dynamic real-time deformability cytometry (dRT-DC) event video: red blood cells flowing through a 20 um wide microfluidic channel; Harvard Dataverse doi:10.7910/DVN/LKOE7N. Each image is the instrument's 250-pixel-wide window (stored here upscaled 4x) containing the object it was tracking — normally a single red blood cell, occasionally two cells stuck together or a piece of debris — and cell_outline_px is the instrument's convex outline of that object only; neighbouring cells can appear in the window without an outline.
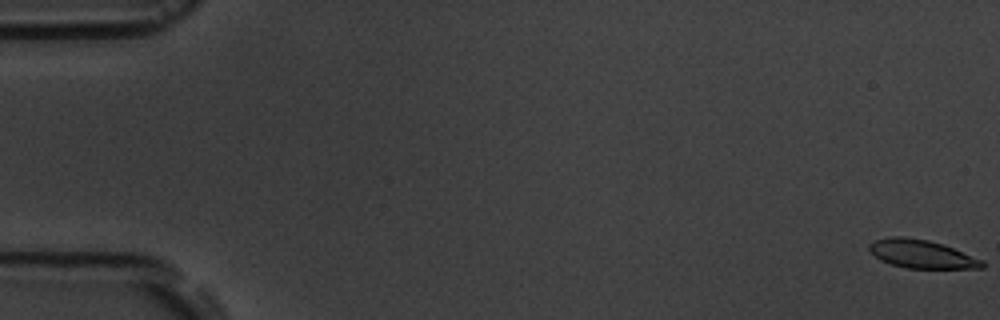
{"species": "common noctule bat (a hibernating species)", "species_latin": "Nyctalus noctula", "temperature_condition": "room temperature", "stored_images_in_passage": 5, "camera_frame_rate_fps": 3000, "um_per_image_px": 0.085, "animal": {"sex": "male", "body_mass_g": 19.5, "forearm_length_mm": 54.6}, "frame": {"image": 1, "passage_image": 1, "time_ms": 0.0, "image_size_px": [1000, 320], "cell_outline_px": [[984, 268], [904, 268], [880, 260], [868, 248], [868, 244], [876, 240], [892, 236], [904, 236], [928, 240], [944, 244], [984, 260]], "centroid_in_image_um": [78.36, 21.58], "position_along_channel_um": 6.6, "area_um2": 18.67}}
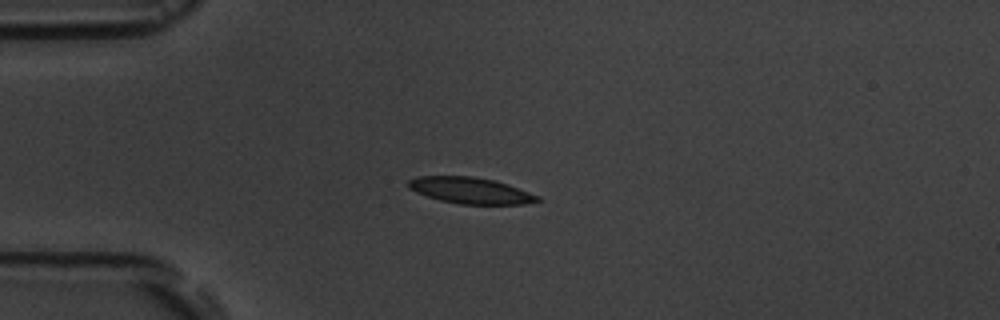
{"frame": {"image": 2, "passage_image": 5, "time_ms": 4.667, "image_size_px": [1000, 320], "cell_outline_px": [[540, 200], [524, 204], [460, 204], [440, 200], [416, 192], [408, 188], [408, 180], [416, 176], [472, 176], [496, 180], [508, 184], [540, 196]], "centroid_in_image_um": [39.99, 16.18], "position_along_channel_um": 45.0, "area_um2": 19.77}}